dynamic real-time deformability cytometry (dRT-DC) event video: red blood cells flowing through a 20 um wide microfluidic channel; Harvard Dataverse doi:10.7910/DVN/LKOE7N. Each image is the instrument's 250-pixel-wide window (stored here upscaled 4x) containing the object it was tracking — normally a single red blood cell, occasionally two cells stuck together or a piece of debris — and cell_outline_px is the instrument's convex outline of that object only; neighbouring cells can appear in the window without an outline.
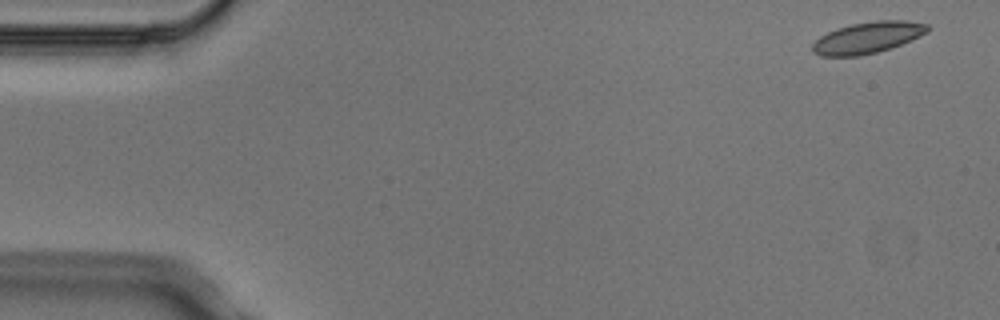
{"species": "Egyptian fruit bat (a non-hibernating species)", "species_latin": "Rousettus aegyptiacus", "temperature_condition": "cold", "stored_images_in_passage": 4, "camera_frame_rate_fps": 3000, "um_per_image_px": 0.085, "animal": {"sex": "male"}, "frame": {"image": 1, "passage_image": 1, "time_ms": 0.0, "image_size_px": [1000, 320], "cell_outline_px": [[932, 28], [928, 32], [900, 44], [876, 52], [860, 56], [820, 56], [812, 52], [812, 44], [820, 36], [836, 28], [852, 24], [876, 20], [908, 20], [928, 24]], "centroid_in_image_um": [73.74, 3.19], "position_along_channel_um": 11.3, "area_um2": 21.04}}